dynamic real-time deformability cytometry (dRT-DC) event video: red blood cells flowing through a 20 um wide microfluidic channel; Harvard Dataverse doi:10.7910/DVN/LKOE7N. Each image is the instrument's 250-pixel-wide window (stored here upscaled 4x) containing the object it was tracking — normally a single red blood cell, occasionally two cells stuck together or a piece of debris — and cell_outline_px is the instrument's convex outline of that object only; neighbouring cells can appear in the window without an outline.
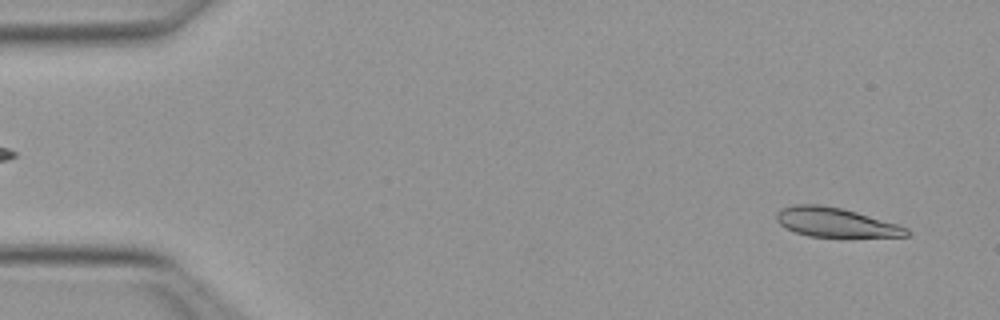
{"species": "Egyptian fruit bat (a non-hibernating species)", "species_latin": "Rousettus aegyptiacus", "temperature_condition": "warm", "stored_images_in_passage": 8, "camera_frame_rate_fps": 3000, "um_per_image_px": 0.085, "animal": {"sex": "female"}, "frame": {"image": 1, "passage_image": 2, "time_ms": 0.333, "image_size_px": [1000, 320], "cell_outline_px": [[912, 232], [908, 236], [840, 240], [808, 236], [784, 228], [776, 220], [776, 212], [780, 208], [796, 204], [820, 204], [840, 208], [856, 212], [900, 224], [908, 228]], "centroid_in_image_um": [71.1, 18.97], "position_along_channel_um": 13.9, "area_um2": 23.58}}